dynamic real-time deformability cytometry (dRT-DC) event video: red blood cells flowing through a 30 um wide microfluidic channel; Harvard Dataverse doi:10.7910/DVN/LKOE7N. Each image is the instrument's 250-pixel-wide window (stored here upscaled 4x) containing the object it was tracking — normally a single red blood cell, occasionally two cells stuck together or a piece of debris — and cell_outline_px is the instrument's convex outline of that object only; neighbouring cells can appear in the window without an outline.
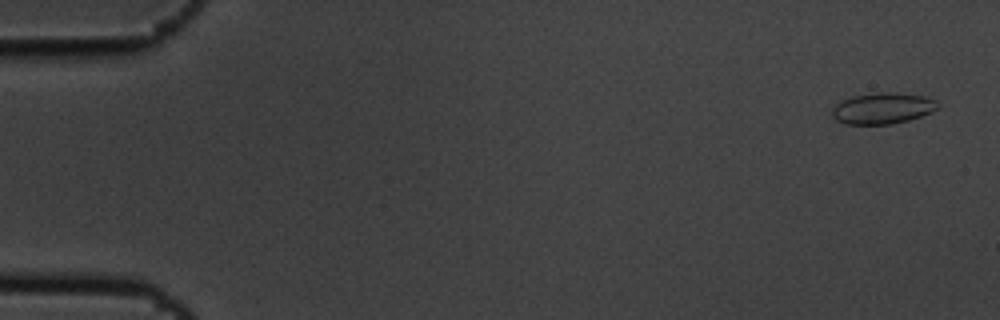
{"species": "common noctule bat (a hibernating species)", "species_latin": "Nyctalus noctula", "temperature_condition": "cold", "stored_images_in_passage": 6, "camera_frame_rate_fps": 3000, "um_per_image_px": 0.085, "animal": {"sex": "male", "body_mass_g": 19.5, "forearm_length_mm": 54.6}, "frame": {"image": 1, "passage_image": 1, "time_ms": 0.0, "image_size_px": [1000, 320], "cell_outline_px": [[940, 108], [932, 112], [908, 120], [892, 124], [844, 124], [836, 120], [832, 116], [832, 108], [836, 104], [852, 96], [880, 92], [896, 92], [924, 96], [936, 100], [940, 104]], "centroid_in_image_um": [75.05, 9.2], "position_along_channel_um": 9.9, "area_um2": 19.31}}